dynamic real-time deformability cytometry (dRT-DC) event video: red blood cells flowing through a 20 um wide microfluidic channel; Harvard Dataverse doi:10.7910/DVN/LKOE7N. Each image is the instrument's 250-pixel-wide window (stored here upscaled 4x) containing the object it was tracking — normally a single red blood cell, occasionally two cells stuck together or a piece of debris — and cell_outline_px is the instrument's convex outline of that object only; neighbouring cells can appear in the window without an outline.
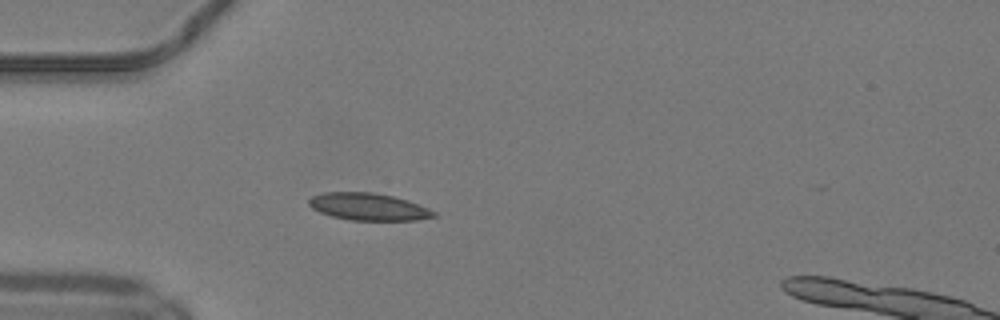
{"species": "common noctule bat (a hibernating species)", "species_latin": "Nyctalus noctula", "temperature_condition": "warm", "stored_images_in_passage": 34, "camera_frame_rate_fps": 3000, "um_per_image_px": 0.085, "animal": {"sex": "male", "body_mass_g": 19.2, "forearm_length_mm": 51.8}, "frame": {"image": 1, "passage_image": 1, "time_ms": 0.0, "image_size_px": [1000, 320], "cell_outline_px": [[436, 216], [416, 220], [352, 220], [332, 216], [320, 212], [312, 208], [308, 204], [308, 200], [312, 196], [324, 192], [372, 192], [392, 196], [408, 200], [428, 208], [436, 212]], "centroid_in_image_um": [31.31, 17.57], "position_along_channel_um": 53.7, "area_um2": 19.71}}
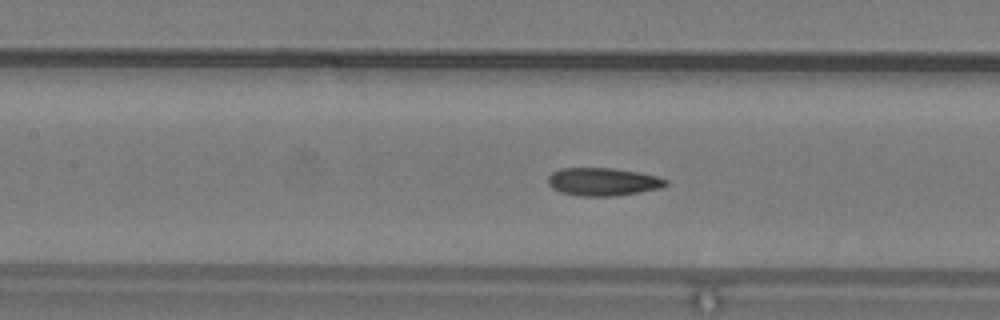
{"frame": {"image": 2, "passage_image": 9, "time_ms": 2.667, "image_size_px": [1000, 320], "cell_outline_px": [[668, 184], [660, 188], [640, 192], [616, 196], [580, 196], [560, 192], [552, 188], [548, 184], [548, 176], [552, 172], [560, 168], [612, 168], [640, 172], [656, 176], [668, 180]], "centroid_in_image_um": [51.24, 15.45], "position_along_channel_um": 156.2, "area_um2": 19.31}}
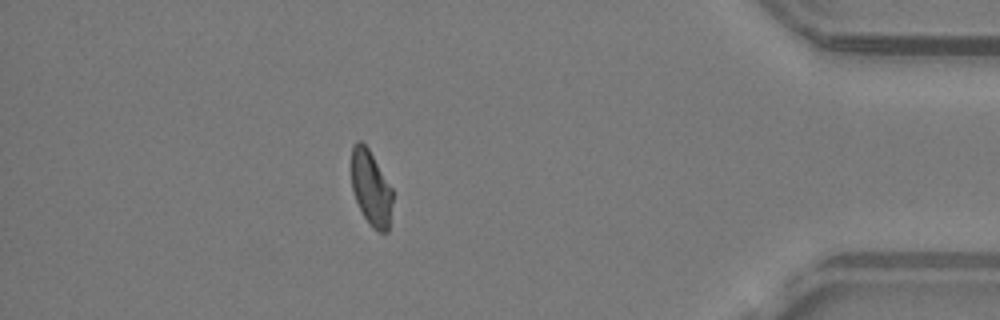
{"frame": {"image": 3, "passage_image": 30, "time_ms": 9.667, "image_size_px": [1000, 320], "cell_outline_px": [[392, 204], [388, 232], [380, 232], [372, 228], [364, 216], [356, 200], [352, 188], [352, 144], [356, 140], [360, 140], [368, 148], [392, 188]], "centroid_in_image_um": [31.53, 15.99], "position_along_channel_um": 403.7, "area_um2": 17.86}}